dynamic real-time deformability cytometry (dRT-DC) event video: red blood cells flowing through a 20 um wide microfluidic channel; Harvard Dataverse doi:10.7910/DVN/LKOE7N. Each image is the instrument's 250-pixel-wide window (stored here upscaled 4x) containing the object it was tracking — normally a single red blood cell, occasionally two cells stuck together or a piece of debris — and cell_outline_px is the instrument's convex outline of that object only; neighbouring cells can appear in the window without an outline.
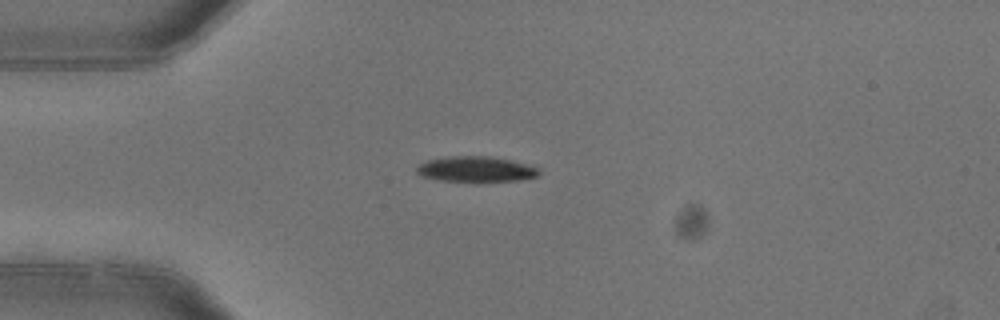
{"species": "common noctule bat (a hibernating species)", "species_latin": "Nyctalus noctula", "temperature_condition": "warm", "stored_images_in_passage": 3, "camera_frame_rate_fps": 3000, "um_per_image_px": 0.085, "animal": {"sex": "female"}, "frame": {"image": 1, "passage_image": 1, "time_ms": 0.0, "image_size_px": [1000, 320], "cell_outline_px": [[540, 172], [536, 176], [516, 180], [440, 180], [420, 176], [416, 172], [416, 168], [420, 164], [428, 160], [452, 156], [488, 156], [508, 160], [524, 164], [536, 168]], "centroid_in_image_um": [40.37, 14.36], "position_along_channel_um": 44.6, "area_um2": 17.34}}
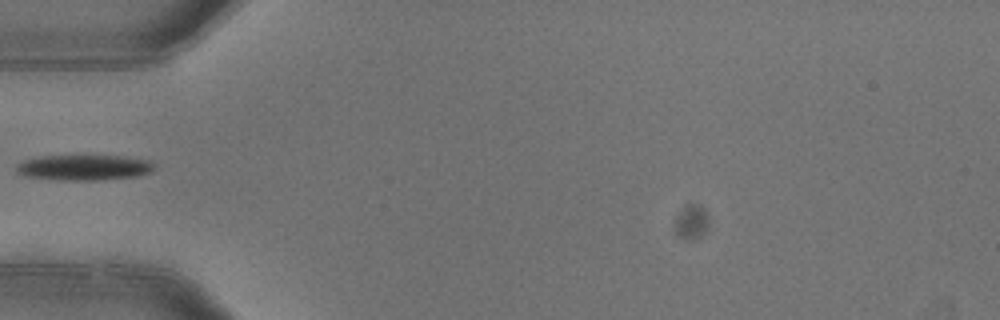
{"frame": {"image": 2, "passage_image": 2, "time_ms": 0.333, "image_size_px": [1000, 320], "cell_outline_px": [[156, 168], [152, 172], [140, 176], [100, 180], [60, 180], [24, 176], [16, 172], [16, 164], [24, 160], [40, 156], [124, 156], [148, 160], [156, 164]], "centroid_in_image_um": [7.18, 14.24], "position_along_channel_um": 77.8, "area_um2": 20.75}}